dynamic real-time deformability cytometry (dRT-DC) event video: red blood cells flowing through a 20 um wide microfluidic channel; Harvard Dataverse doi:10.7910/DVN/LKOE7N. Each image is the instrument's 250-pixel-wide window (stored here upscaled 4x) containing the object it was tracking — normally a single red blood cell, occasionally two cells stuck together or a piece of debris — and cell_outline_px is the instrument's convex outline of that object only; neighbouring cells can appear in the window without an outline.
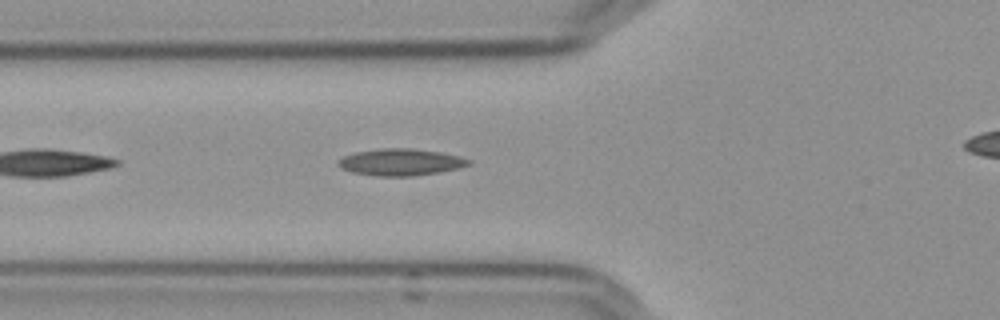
{"species": "Egyptian fruit bat (a non-hibernating species)", "species_latin": "Rousettus aegyptiacus", "temperature_condition": "cold", "stored_images_in_passage": 5, "camera_frame_rate_fps": 3000, "um_per_image_px": 0.085, "frame": {"image": 1, "passage_image": 5, "time_ms": 1.333, "image_size_px": [1000, 320], "cell_outline_px": [[472, 164], [440, 172], [412, 176], [376, 176], [352, 172], [340, 168], [336, 164], [336, 160], [344, 156], [356, 152], [380, 148], [412, 148], [440, 152], [460, 156], [472, 160]], "centroid_in_image_um": [34.04, 13.78], "position_along_channel_um": 91.8, "area_um2": 20.52}}